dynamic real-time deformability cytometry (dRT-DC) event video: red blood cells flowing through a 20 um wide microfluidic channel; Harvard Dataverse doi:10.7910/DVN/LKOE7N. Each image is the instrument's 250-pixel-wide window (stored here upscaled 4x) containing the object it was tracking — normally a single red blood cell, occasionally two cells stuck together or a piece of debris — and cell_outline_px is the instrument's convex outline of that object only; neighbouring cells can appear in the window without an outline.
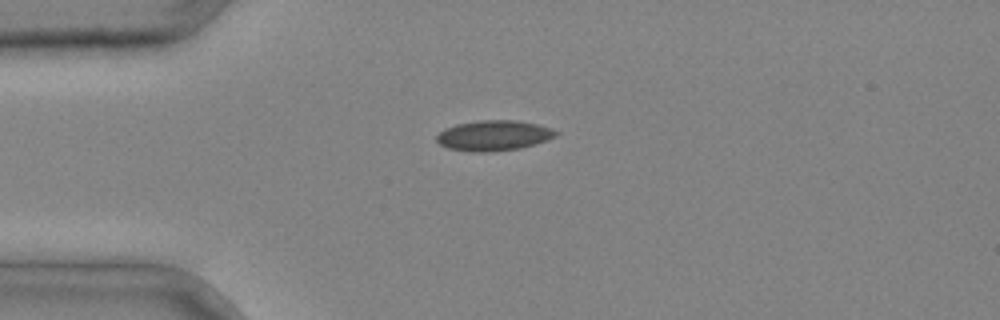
{"species": "common noctule bat (a hibernating species)", "species_latin": "Nyctalus noctula", "temperature_condition": "cold", "stored_images_in_passage": 3, "camera_frame_rate_fps": 3000, "um_per_image_px": 0.085, "animal": {"sex": "male", "body_mass_g": 20.4}, "frame": {"image": 1, "passage_image": 3, "time_ms": 0.667, "image_size_px": [1000, 320], "cell_outline_px": [[560, 132], [556, 136], [548, 140], [520, 148], [488, 152], [468, 152], [448, 148], [440, 144], [436, 140], [436, 136], [444, 128], [456, 124], [476, 120], [516, 120], [536, 124], [552, 128]], "centroid_in_image_um": [41.96, 11.52], "position_along_channel_um": 43.0, "area_um2": 21.27}}